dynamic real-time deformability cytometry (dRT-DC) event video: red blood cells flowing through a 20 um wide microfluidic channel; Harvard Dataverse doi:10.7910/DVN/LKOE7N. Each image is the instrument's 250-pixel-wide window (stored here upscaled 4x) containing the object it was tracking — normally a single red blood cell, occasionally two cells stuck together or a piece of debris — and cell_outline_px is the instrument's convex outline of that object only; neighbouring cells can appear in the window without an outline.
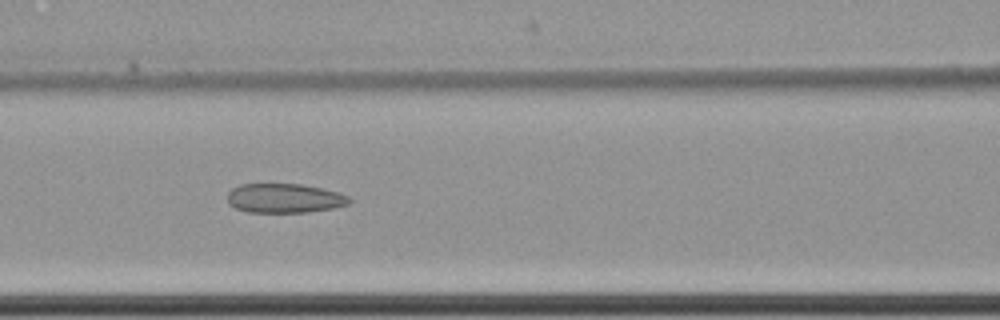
{"species": "common noctule bat (a hibernating species)", "species_latin": "Nyctalus noctula", "temperature_condition": "cold", "stored_images_in_passage": 58, "camera_frame_rate_fps": 3000, "um_per_image_px": 0.085, "animal": {"sex": "female", "body_mass_g": 22.7, "forearm_length_mm": 54.2}, "frame": {"image": 1, "passage_image": 25, "time_ms": 8.0, "image_size_px": [1000, 320], "cell_outline_px": [[352, 200], [348, 204], [332, 208], [308, 212], [248, 212], [236, 208], [228, 204], [228, 192], [232, 188], [240, 184], [300, 184], [320, 188], [336, 192], [348, 196]], "centroid_in_image_um": [24.15, 16.85], "position_along_channel_um": 142.5, "area_um2": 20.69}}
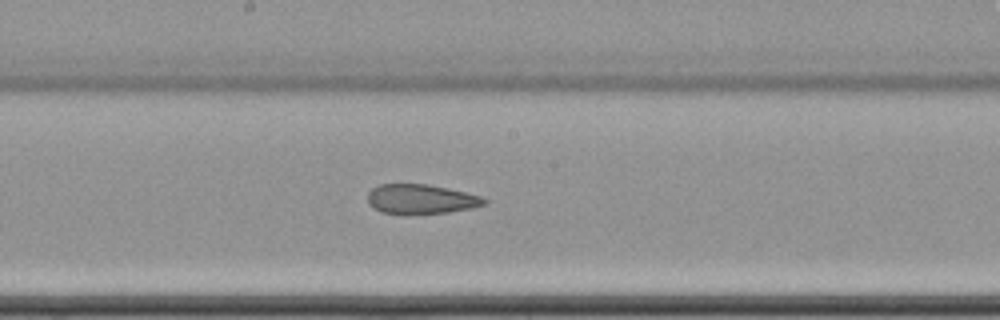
{"frame": {"image": 2, "passage_image": 31, "time_ms": 10.0, "image_size_px": [1000, 320], "cell_outline_px": [[488, 204], [472, 208], [448, 212], [380, 212], [372, 208], [368, 204], [368, 192], [372, 188], [380, 184], [428, 184], [448, 188], [480, 196], [488, 200]], "centroid_in_image_um": [35.79, 16.9], "position_along_channel_um": 212.4, "area_um2": 19.71}}
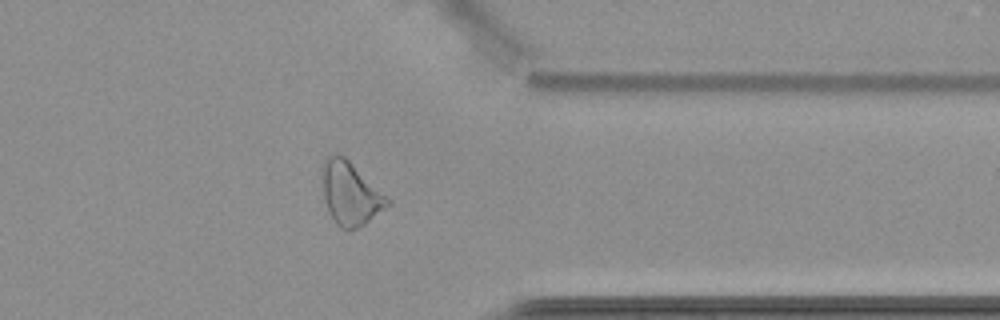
{"frame": {"image": 3, "passage_image": 46, "time_ms": 15.0, "image_size_px": [1000, 320], "cell_outline_px": [[392, 204], [364, 224], [348, 232], [340, 228], [336, 224], [328, 212], [324, 200], [320, 168], [324, 160], [328, 156], [336, 152], [340, 152], [392, 200]], "centroid_in_image_um": [29.76, 16.44], "position_along_channel_um": 381.6, "area_um2": 24.62}, "authors_computed_cell_mechanics": {"area_um2": 23.8136, "velocity_mm_per_s": 3.5052, "shape_relaxation_time_tau1_ms": null, "shape_relaxation_time_tau2_ms": 4.5119, "deformation_change_tau1": null, "deformation_change_tau2": 0.1068}}